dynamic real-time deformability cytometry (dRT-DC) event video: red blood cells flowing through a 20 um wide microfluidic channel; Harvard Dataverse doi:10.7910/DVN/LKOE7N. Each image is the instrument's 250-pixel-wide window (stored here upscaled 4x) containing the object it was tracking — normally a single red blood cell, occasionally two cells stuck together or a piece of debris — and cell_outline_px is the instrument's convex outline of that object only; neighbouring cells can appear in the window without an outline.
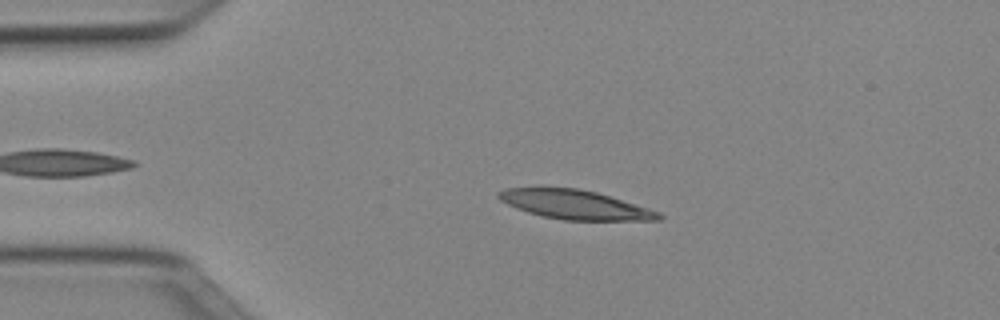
{"species": "Egyptian fruit bat (a non-hibernating species)", "species_latin": "Rousettus aegyptiacus", "temperature_condition": "cold", "stored_images_in_passage": 44, "camera_frame_rate_fps": 3000, "um_per_image_px": 0.085, "animal": {"sex": "female"}, "frame": {"image": 1, "passage_image": 9, "time_ms": 2.667, "image_size_px": [1000, 320], "cell_outline_px": [[664, 220], [564, 220], [544, 216], [528, 212], [516, 208], [500, 200], [496, 196], [496, 192], [504, 188], [576, 188], [596, 192], [648, 208], [660, 212], [664, 216]], "centroid_in_image_um": [48.87, 17.4], "position_along_channel_um": 36.1, "area_um2": 26.93}}
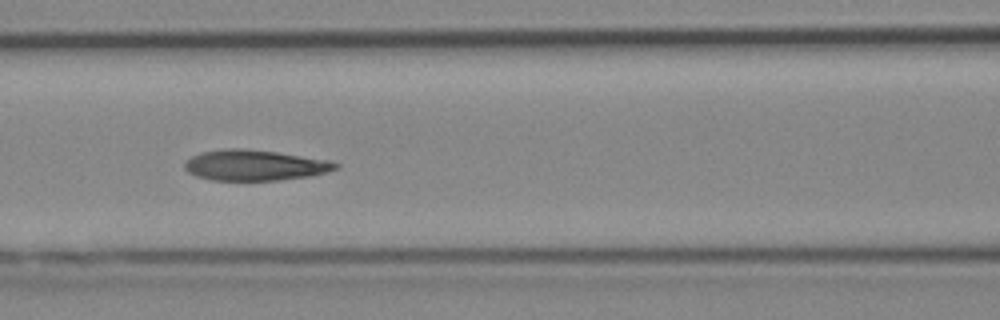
{"frame": {"image": 2, "passage_image": 20, "time_ms": 6.333, "image_size_px": [1000, 320], "cell_outline_px": [[340, 168], [312, 176], [280, 180], [212, 180], [196, 176], [188, 172], [184, 168], [184, 164], [192, 156], [200, 152], [224, 148], [240, 148], [276, 152], [328, 160], [340, 164]], "centroid_in_image_um": [21.66, 14.04], "position_along_channel_um": 144.9, "area_um2": 26.99}}
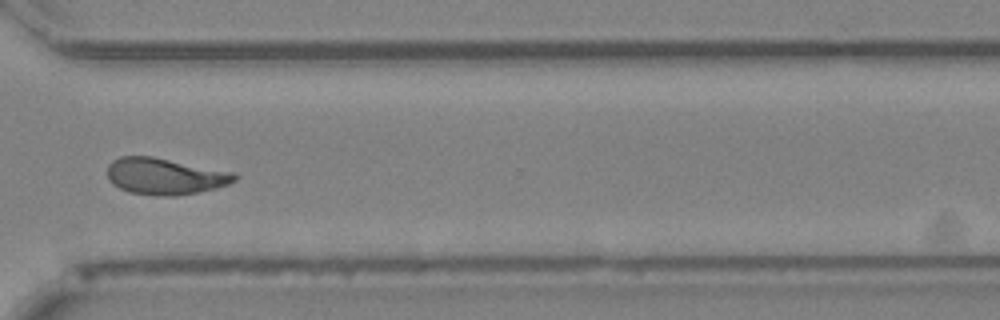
{"frame": {"image": 3, "passage_image": 36, "time_ms": 11.667, "image_size_px": [1000, 320], "cell_outline_px": [[240, 176], [236, 180], [228, 184], [216, 188], [176, 196], [164, 196], [128, 192], [112, 184], [108, 180], [108, 164], [112, 160], [120, 156], [152, 156], [236, 172]], "centroid_in_image_um": [14.04, 14.97], "position_along_channel_um": 356.6, "area_um2": 27.28}, "authors_computed_cell_mechanics": {"area_um2": 26.9637, "velocity_mm_per_s": 3.9675, "shape_relaxation_time_tau1_ms": 7.1474, "shape_relaxation_time_tau2_ms": 2.3876, "deformation_change_tau1": 0.2234, "deformation_change_tau2": 0.0805}}